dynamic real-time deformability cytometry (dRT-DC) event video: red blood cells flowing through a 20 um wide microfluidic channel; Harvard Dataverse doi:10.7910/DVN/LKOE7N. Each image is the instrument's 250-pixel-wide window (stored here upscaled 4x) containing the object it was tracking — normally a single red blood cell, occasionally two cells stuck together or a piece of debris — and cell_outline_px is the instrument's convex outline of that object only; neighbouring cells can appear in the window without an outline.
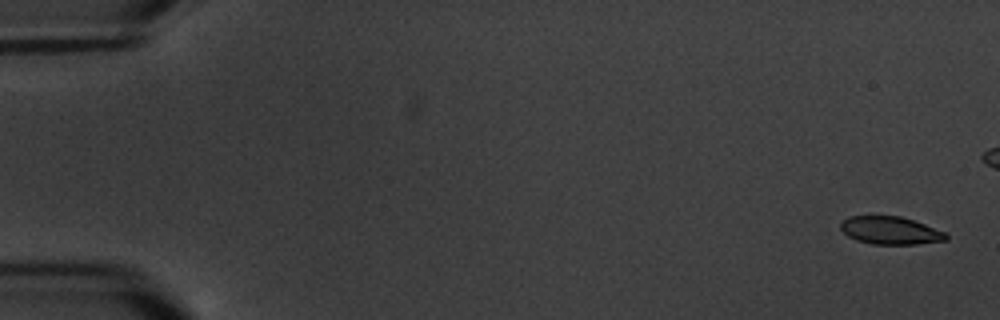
{"species": "common noctule bat (a hibernating species)", "species_latin": "Nyctalus noctula", "temperature_condition": "warm", "stored_images_in_passage": 6, "camera_frame_rate_fps": 3000, "um_per_image_px": 0.085, "animal": {"sex": "male", "body_mass_g": 20.1, "forearm_length_mm": 53.5}, "frame": {"image": 1, "passage_image": 1, "time_ms": 0.0, "image_size_px": [1000, 320], "cell_outline_px": [[948, 240], [916, 244], [872, 244], [856, 240], [848, 236], [840, 228], [840, 224], [848, 216], [900, 216], [924, 224], [944, 232], [948, 236]], "centroid_in_image_um": [75.67, 19.59], "position_along_channel_um": 9.3, "area_um2": 16.94}}
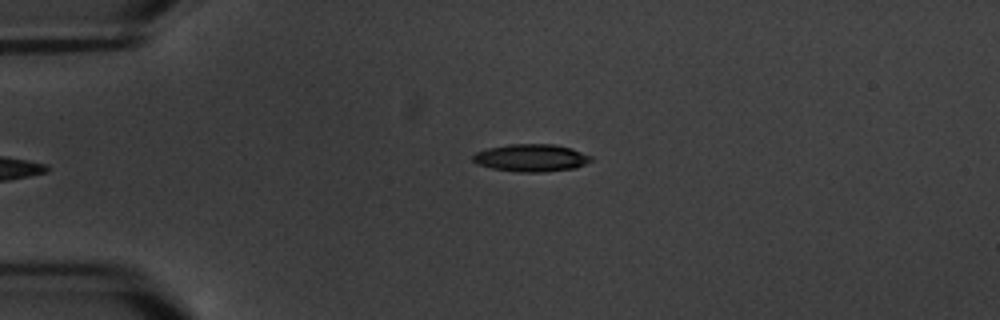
{"frame": {"image": 2, "passage_image": 6, "time_ms": 6.667, "image_size_px": [1000, 320], "cell_outline_px": [[592, 160], [576, 168], [544, 172], [520, 172], [492, 168], [476, 164], [472, 160], [472, 156], [476, 152], [488, 148], [508, 144], [556, 144], [572, 148], [592, 156]], "centroid_in_image_um": [45.15, 13.41], "position_along_channel_um": 39.8, "area_um2": 19.02}}